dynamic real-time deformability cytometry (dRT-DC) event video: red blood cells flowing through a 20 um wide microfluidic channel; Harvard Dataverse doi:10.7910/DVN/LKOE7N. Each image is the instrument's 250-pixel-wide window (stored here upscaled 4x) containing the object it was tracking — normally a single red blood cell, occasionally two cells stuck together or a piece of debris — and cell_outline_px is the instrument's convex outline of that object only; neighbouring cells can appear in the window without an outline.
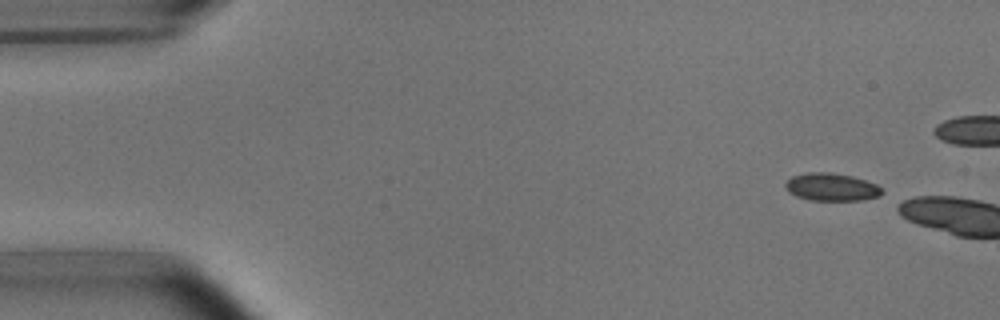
{"species": "common noctule bat (a hibernating species)", "species_latin": "Nyctalus noctula", "temperature_condition": "room temperature", "stored_images_in_passage": 5, "camera_frame_rate_fps": 3000, "um_per_image_px": 0.085, "animal": {"sex": "male", "body_mass_g": 15.6}, "frame": {"image": 1, "passage_image": 1, "time_ms": 0.0, "image_size_px": [1000, 320], "cell_outline_px": [[884, 192], [880, 196], [864, 200], [812, 200], [796, 196], [788, 192], [784, 184], [792, 176], [808, 172], [832, 172], [852, 176], [876, 184]], "centroid_in_image_um": [70.68, 15.9], "position_along_channel_um": 14.3, "area_um2": 15.61}}